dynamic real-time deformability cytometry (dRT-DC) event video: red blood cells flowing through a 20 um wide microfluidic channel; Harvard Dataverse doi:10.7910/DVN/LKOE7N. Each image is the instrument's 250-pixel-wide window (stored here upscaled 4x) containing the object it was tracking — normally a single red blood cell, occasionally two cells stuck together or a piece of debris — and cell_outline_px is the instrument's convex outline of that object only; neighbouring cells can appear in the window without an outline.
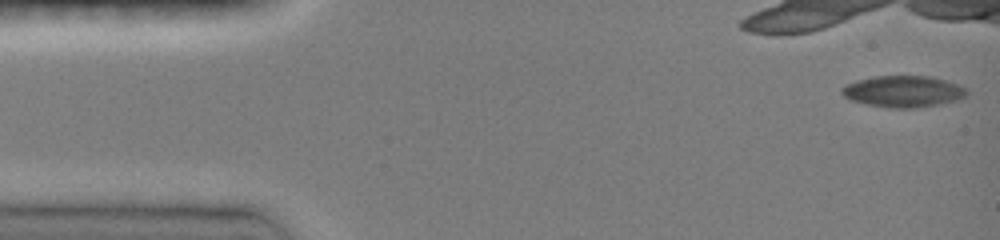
{"species": "common noctule bat (a hibernating species)", "species_latin": "Nyctalus noctula", "temperature_condition": "room temperature", "stored_images_in_passage": 42, "camera_frame_rate_fps": 3000, "um_per_image_px": 0.085, "animal": {"sex": "female", "body_mass_g": 19.0, "forearm_length_mm": 51.5}, "frame": {"image": 1, "passage_image": 1, "time_ms": 0.0, "image_size_px": [1000, 240], "cell_outline_px": [[968, 92], [964, 96], [956, 100], [940, 104], [916, 108], [888, 108], [868, 104], [852, 100], [844, 96], [840, 92], [840, 88], [856, 80], [876, 76], [928, 76], [960, 84], [968, 88]], "centroid_in_image_um": [76.79, 7.77], "position_along_channel_um": 8.2, "area_um2": 22.89}}
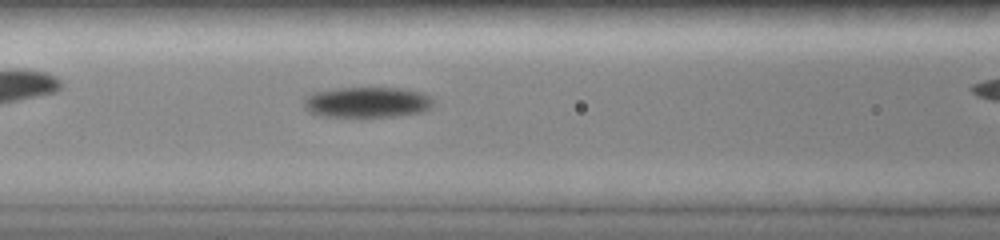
{"frame": {"image": 2, "passage_image": 21, "time_ms": 6.0, "image_size_px": [1000, 240], "cell_outline_px": [[432, 108], [424, 112], [396, 116], [360, 120], [320, 116], [308, 112], [304, 108], [304, 96], [312, 92], [336, 88], [404, 88], [420, 92], [432, 96]], "centroid_in_image_um": [31.16, 8.74], "position_along_channel_um": 135.4, "area_um2": 24.45}}
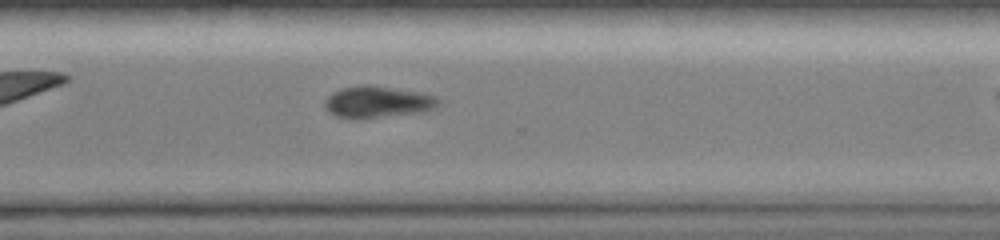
{"frame": {"image": 3, "passage_image": 36, "time_ms": 11.0, "image_size_px": [1000, 240], "cell_outline_px": [[444, 100], [436, 108], [424, 112], [376, 116], [336, 116], [328, 112], [324, 108], [324, 104], [328, 96], [332, 92], [340, 88], [364, 84], [368, 84], [416, 92], [436, 96]], "centroid_in_image_um": [32.14, 8.63], "position_along_channel_um": 338.5, "area_um2": 20.46}}